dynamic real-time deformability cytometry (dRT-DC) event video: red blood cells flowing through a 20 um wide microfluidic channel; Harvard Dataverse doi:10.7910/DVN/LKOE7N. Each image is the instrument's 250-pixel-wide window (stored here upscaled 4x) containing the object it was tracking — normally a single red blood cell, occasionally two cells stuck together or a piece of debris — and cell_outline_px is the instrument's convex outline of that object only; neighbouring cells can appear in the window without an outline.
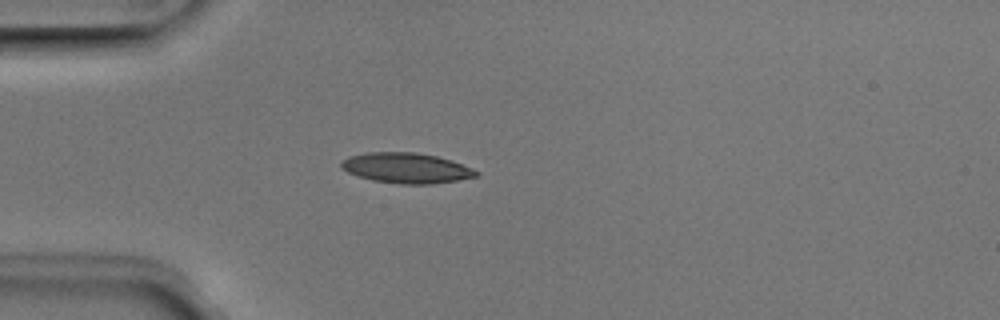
{"species": "Egyptian fruit bat (a non-hibernating species)", "species_latin": "Rousettus aegyptiacus", "temperature_condition": "room temperature", "stored_images_in_passage": 38, "camera_frame_rate_fps": 3000, "um_per_image_px": 0.085, "animal": {"sex": "male"}, "frame": {"image": 1, "passage_image": 1, "time_ms": 0.0, "image_size_px": [1000, 320], "cell_outline_px": [[480, 176], [432, 184], [400, 184], [372, 180], [348, 172], [340, 164], [348, 156], [368, 152], [416, 152], [436, 156], [452, 160], [472, 168], [480, 172]], "centroid_in_image_um": [34.59, 14.28], "position_along_channel_um": 50.4, "area_um2": 23.76}}
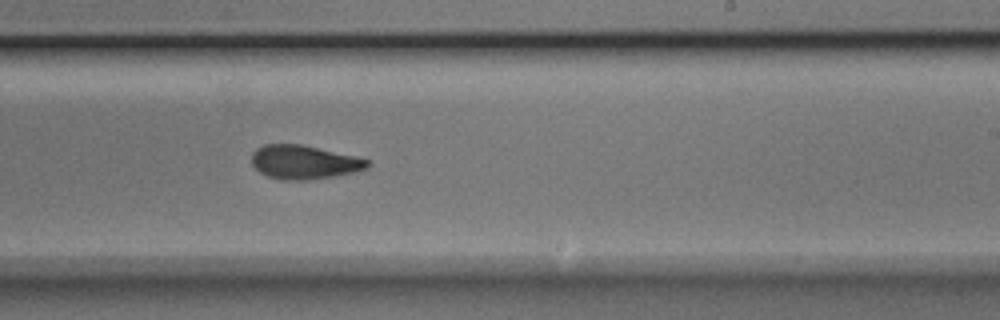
{"frame": {"image": 2, "passage_image": 18, "time_ms": 5.667, "image_size_px": [1000, 320], "cell_outline_px": [[372, 164], [368, 168], [356, 172], [336, 176], [304, 180], [284, 180], [268, 176], [260, 172], [252, 164], [252, 152], [256, 148], [264, 144], [300, 144], [356, 156], [368, 160]], "centroid_in_image_um": [25.87, 13.78], "position_along_channel_um": 263.1, "area_um2": 22.89}}
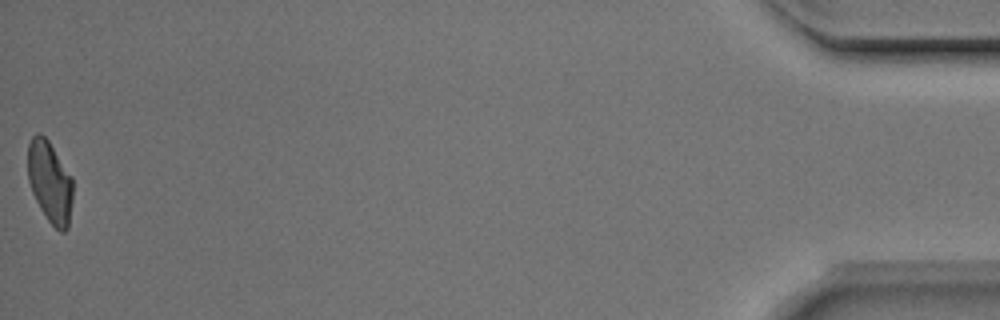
{"frame": {"image": 3, "passage_image": 38, "time_ms": 12.333, "image_size_px": [1000, 320], "cell_outline_px": [[72, 200], [68, 228], [64, 232], [60, 232], [48, 220], [40, 208], [32, 192], [28, 180], [28, 144], [32, 136], [36, 132], [40, 132], [48, 140], [72, 176]], "centroid_in_image_um": [4.24, 15.45], "position_along_channel_um": 431.0, "area_um2": 21.44}, "authors_computed_cell_mechanics": {"area_um2": 22.831, "velocity_mm_per_s": 3.9659, "shape_relaxation_time_tau1_ms": 4.6911, "shape_relaxation_time_tau2_ms": 2.5404, "deformation_change_tau1": 0.1557, "deformation_change_tau2": 0.0863}}